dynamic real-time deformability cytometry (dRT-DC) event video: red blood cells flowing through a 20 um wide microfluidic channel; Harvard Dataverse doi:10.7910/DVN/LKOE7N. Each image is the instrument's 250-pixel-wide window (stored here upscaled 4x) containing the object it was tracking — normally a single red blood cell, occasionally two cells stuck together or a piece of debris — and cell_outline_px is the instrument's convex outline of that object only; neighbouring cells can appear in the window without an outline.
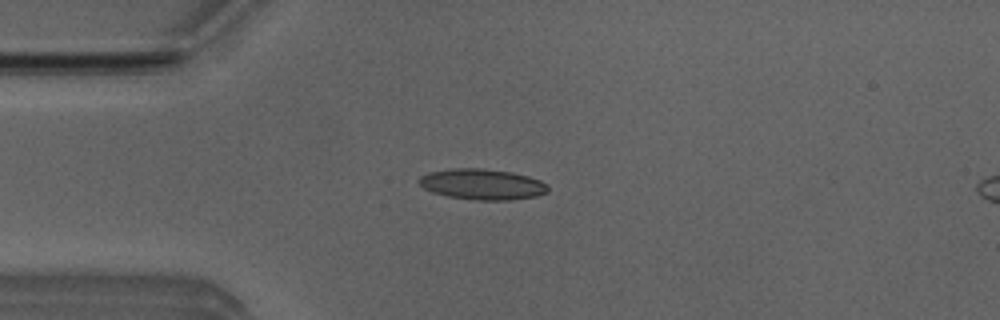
{"species": "Egyptian fruit bat (a non-hibernating species)", "species_latin": "Rousettus aegyptiacus", "temperature_condition": "room temperature", "stored_images_in_passage": 52, "camera_frame_rate_fps": 3000, "um_per_image_px": 0.085, "animal": {"sex": "male"}, "frame": {"image": 1, "passage_image": 13, "time_ms": 4.0, "image_size_px": [1000, 320], "cell_outline_px": [[548, 192], [536, 196], [508, 200], [476, 200], [448, 196], [432, 192], [424, 188], [420, 184], [420, 176], [428, 172], [452, 168], [480, 168], [512, 172], [528, 176], [540, 180], [548, 184]], "centroid_in_image_um": [41.01, 15.66], "position_along_channel_um": 44.0, "area_um2": 23.06}}
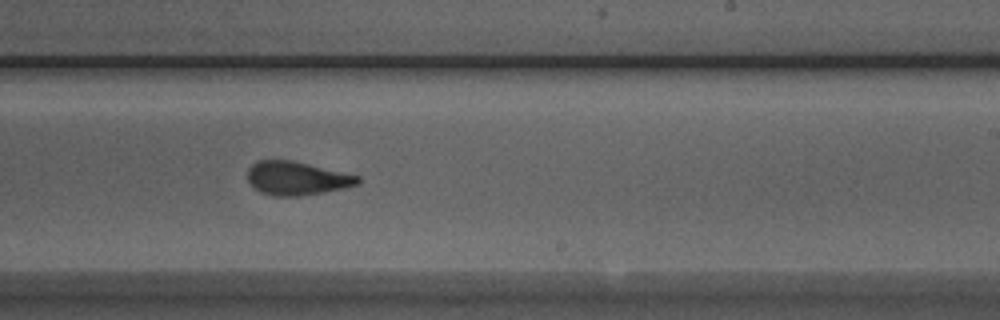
{"frame": {"image": 2, "passage_image": 31, "time_ms": 10.0, "image_size_px": [1000, 320], "cell_outline_px": [[360, 184], [344, 188], [300, 196], [272, 196], [260, 192], [248, 180], [248, 168], [256, 160], [292, 160], [360, 176]], "centroid_in_image_um": [25.22, 15.15], "position_along_channel_um": 263.8, "area_um2": 21.5}}
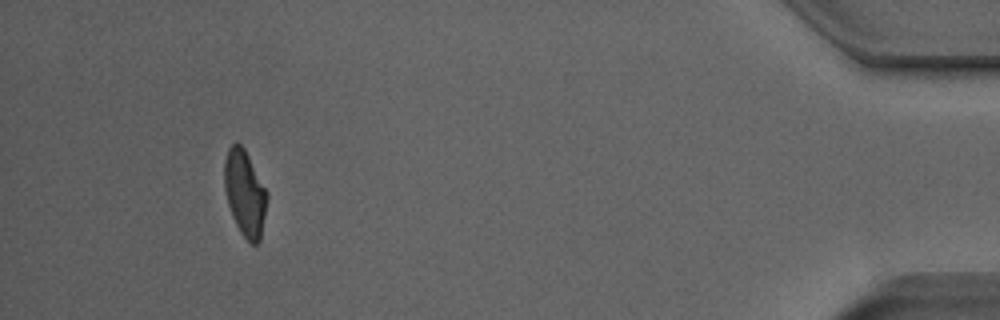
{"frame": {"image": 3, "passage_image": 48, "time_ms": 15.667, "image_size_px": [1000, 320], "cell_outline_px": [[268, 200], [260, 240], [256, 244], [252, 244], [240, 232], [232, 216], [224, 192], [224, 160], [228, 148], [236, 140], [244, 148], [268, 192]], "centroid_in_image_um": [20.81, 16.4], "position_along_channel_um": 414.4, "area_um2": 21.56}, "authors_computed_cell_mechanics": {"area_um2": 21.7617, "velocity_mm_per_s": 3.9435, "shape_relaxation_time_tau1_ms": 3.5499, "shape_relaxation_time_tau2_ms": 1.7165, "deformation_change_tau1": 0.1469, "deformation_change_tau2": 0.0804}}